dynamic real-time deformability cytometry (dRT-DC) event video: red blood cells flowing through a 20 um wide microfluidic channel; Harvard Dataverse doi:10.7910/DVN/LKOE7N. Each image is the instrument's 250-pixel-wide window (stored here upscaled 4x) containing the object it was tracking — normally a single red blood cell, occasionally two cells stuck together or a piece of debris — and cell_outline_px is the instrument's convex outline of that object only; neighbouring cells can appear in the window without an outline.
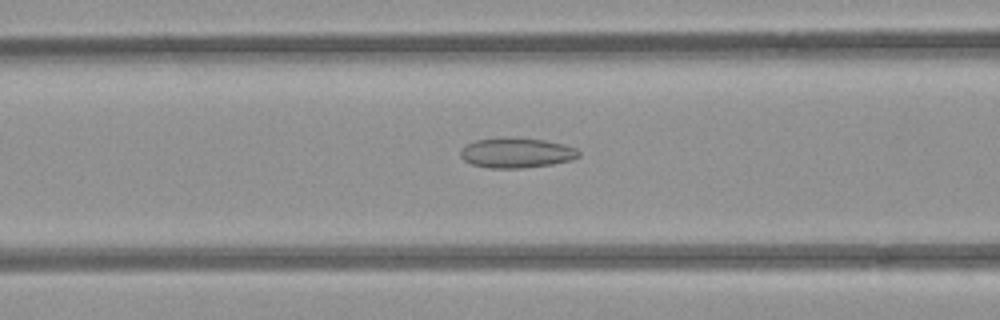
{"species": "common noctule bat (a hibernating species)", "species_latin": "Nyctalus noctula", "temperature_condition": "room temperature", "stored_images_in_passage": 54, "camera_frame_rate_fps": 3000, "um_per_image_px": 0.085, "animal": {"sex": "female", "body_mass_g": 21.9}, "frame": {"image": 1, "passage_image": 22, "time_ms": 7.0, "image_size_px": [1000, 320], "cell_outline_px": [[580, 156], [572, 160], [552, 164], [524, 168], [488, 168], [472, 164], [464, 160], [460, 156], [460, 148], [476, 140], [544, 140], [564, 144], [576, 148], [580, 152]], "centroid_in_image_um": [43.93, 13.04], "position_along_channel_um": 122.7, "area_um2": 20.0}}
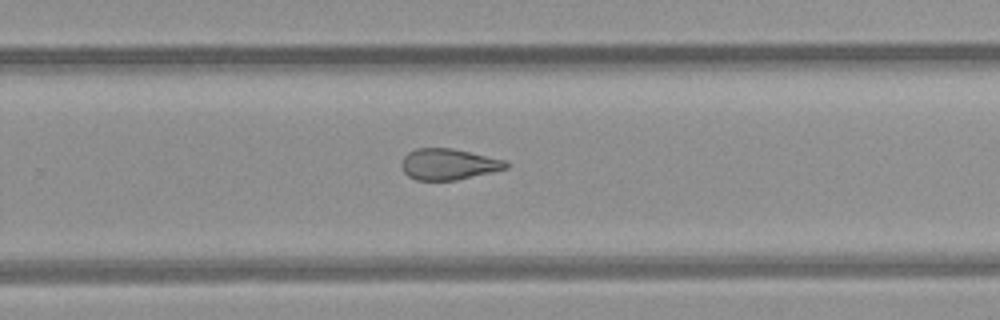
{"frame": {"image": 2, "passage_image": 35, "time_ms": 11.333, "image_size_px": [1000, 320], "cell_outline_px": [[508, 168], [492, 172], [456, 180], [416, 180], [408, 176], [404, 172], [400, 164], [400, 160], [408, 152], [416, 148], [452, 148], [504, 160], [508, 164]], "centroid_in_image_um": [38.07, 13.96], "position_along_channel_um": 291.7, "area_um2": 18.9}}
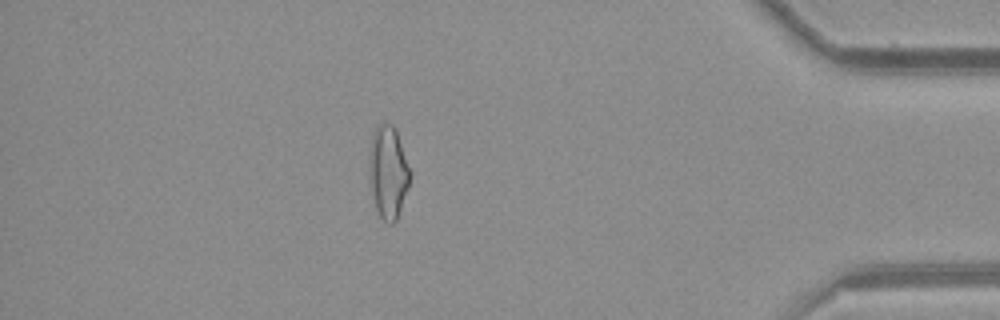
{"frame": {"image": 3, "passage_image": 47, "time_ms": 15.333, "image_size_px": [1000, 320], "cell_outline_px": [[412, 172], [408, 188], [396, 220], [392, 224], [388, 224], [380, 216], [376, 208], [368, 172], [372, 136], [376, 128], [384, 120], [392, 124], [396, 132]], "centroid_in_image_um": [33.0, 14.62], "position_along_channel_um": 402.2, "area_um2": 21.85}, "authors_computed_cell_mechanics": {"area_um2": 21.7328, "velocity_mm_per_s": 3.8997, "shape_relaxation_time_tau1_ms": null, "shape_relaxation_time_tau2_ms": 2.04, "deformation_change_tau1": null, "deformation_change_tau2": 0.0956}}